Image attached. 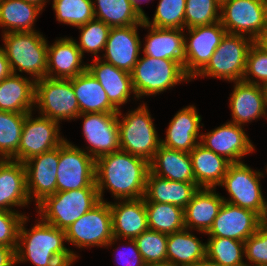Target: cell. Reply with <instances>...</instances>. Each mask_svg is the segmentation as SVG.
<instances>
[{
  "mask_svg": "<svg viewBox=\"0 0 267 266\" xmlns=\"http://www.w3.org/2000/svg\"><path fill=\"white\" fill-rule=\"evenodd\" d=\"M149 162L122 150L103 155L95 160V184L101 201L103 189L112 191L116 199L144 197Z\"/></svg>",
  "mask_w": 267,
  "mask_h": 266,
  "instance_id": "cell-1",
  "label": "cell"
},
{
  "mask_svg": "<svg viewBox=\"0 0 267 266\" xmlns=\"http://www.w3.org/2000/svg\"><path fill=\"white\" fill-rule=\"evenodd\" d=\"M25 221L26 216L19 228L16 263L30 260L35 266H71L78 256L63 245L66 240L65 230L41 219L27 231Z\"/></svg>",
  "mask_w": 267,
  "mask_h": 266,
  "instance_id": "cell-2",
  "label": "cell"
},
{
  "mask_svg": "<svg viewBox=\"0 0 267 266\" xmlns=\"http://www.w3.org/2000/svg\"><path fill=\"white\" fill-rule=\"evenodd\" d=\"M3 39L12 74L18 69L34 76L35 81L46 77L48 44L40 33L5 32Z\"/></svg>",
  "mask_w": 267,
  "mask_h": 266,
  "instance_id": "cell-3",
  "label": "cell"
},
{
  "mask_svg": "<svg viewBox=\"0 0 267 266\" xmlns=\"http://www.w3.org/2000/svg\"><path fill=\"white\" fill-rule=\"evenodd\" d=\"M100 201L97 187L56 192L38 204V213L44 222L66 230Z\"/></svg>",
  "mask_w": 267,
  "mask_h": 266,
  "instance_id": "cell-4",
  "label": "cell"
},
{
  "mask_svg": "<svg viewBox=\"0 0 267 266\" xmlns=\"http://www.w3.org/2000/svg\"><path fill=\"white\" fill-rule=\"evenodd\" d=\"M146 105L129 111L122 121L118 118L120 150L141 157L148 162L161 146Z\"/></svg>",
  "mask_w": 267,
  "mask_h": 266,
  "instance_id": "cell-5",
  "label": "cell"
},
{
  "mask_svg": "<svg viewBox=\"0 0 267 266\" xmlns=\"http://www.w3.org/2000/svg\"><path fill=\"white\" fill-rule=\"evenodd\" d=\"M130 74L137 98L161 93L183 80L190 79L178 62L146 55L138 59Z\"/></svg>",
  "mask_w": 267,
  "mask_h": 266,
  "instance_id": "cell-6",
  "label": "cell"
},
{
  "mask_svg": "<svg viewBox=\"0 0 267 266\" xmlns=\"http://www.w3.org/2000/svg\"><path fill=\"white\" fill-rule=\"evenodd\" d=\"M245 35L226 33L207 65L196 76H212L228 81H242L247 54L254 43Z\"/></svg>",
  "mask_w": 267,
  "mask_h": 266,
  "instance_id": "cell-7",
  "label": "cell"
},
{
  "mask_svg": "<svg viewBox=\"0 0 267 266\" xmlns=\"http://www.w3.org/2000/svg\"><path fill=\"white\" fill-rule=\"evenodd\" d=\"M39 105L42 116L60 122L76 119L80 107L70 79L45 77L35 82V105Z\"/></svg>",
  "mask_w": 267,
  "mask_h": 266,
  "instance_id": "cell-8",
  "label": "cell"
},
{
  "mask_svg": "<svg viewBox=\"0 0 267 266\" xmlns=\"http://www.w3.org/2000/svg\"><path fill=\"white\" fill-rule=\"evenodd\" d=\"M220 12L227 33L249 34L256 41L267 30V0H227Z\"/></svg>",
  "mask_w": 267,
  "mask_h": 266,
  "instance_id": "cell-9",
  "label": "cell"
},
{
  "mask_svg": "<svg viewBox=\"0 0 267 266\" xmlns=\"http://www.w3.org/2000/svg\"><path fill=\"white\" fill-rule=\"evenodd\" d=\"M96 187L95 160L65 140L59 146L57 192Z\"/></svg>",
  "mask_w": 267,
  "mask_h": 266,
  "instance_id": "cell-10",
  "label": "cell"
},
{
  "mask_svg": "<svg viewBox=\"0 0 267 266\" xmlns=\"http://www.w3.org/2000/svg\"><path fill=\"white\" fill-rule=\"evenodd\" d=\"M66 241L77 247L107 246L113 240L109 202L100 201L65 230Z\"/></svg>",
  "mask_w": 267,
  "mask_h": 266,
  "instance_id": "cell-11",
  "label": "cell"
},
{
  "mask_svg": "<svg viewBox=\"0 0 267 266\" xmlns=\"http://www.w3.org/2000/svg\"><path fill=\"white\" fill-rule=\"evenodd\" d=\"M261 176V172L253 171L243 162L231 163L220 184L227 189L231 199L223 200L260 215L264 202L259 182Z\"/></svg>",
  "mask_w": 267,
  "mask_h": 266,
  "instance_id": "cell-12",
  "label": "cell"
},
{
  "mask_svg": "<svg viewBox=\"0 0 267 266\" xmlns=\"http://www.w3.org/2000/svg\"><path fill=\"white\" fill-rule=\"evenodd\" d=\"M32 111L25 116L18 148V161L24 163L30 158L55 149L65 140L59 137L58 122L42 116L33 119Z\"/></svg>",
  "mask_w": 267,
  "mask_h": 266,
  "instance_id": "cell-13",
  "label": "cell"
},
{
  "mask_svg": "<svg viewBox=\"0 0 267 266\" xmlns=\"http://www.w3.org/2000/svg\"><path fill=\"white\" fill-rule=\"evenodd\" d=\"M188 32L191 37L189 43L185 38L184 71L192 79L207 65L227 31L219 21L190 28Z\"/></svg>",
  "mask_w": 267,
  "mask_h": 266,
  "instance_id": "cell-14",
  "label": "cell"
},
{
  "mask_svg": "<svg viewBox=\"0 0 267 266\" xmlns=\"http://www.w3.org/2000/svg\"><path fill=\"white\" fill-rule=\"evenodd\" d=\"M118 113H84L83 135L91 145L87 152L94 160L120 150ZM91 154H90V153Z\"/></svg>",
  "mask_w": 267,
  "mask_h": 266,
  "instance_id": "cell-15",
  "label": "cell"
},
{
  "mask_svg": "<svg viewBox=\"0 0 267 266\" xmlns=\"http://www.w3.org/2000/svg\"><path fill=\"white\" fill-rule=\"evenodd\" d=\"M58 164L59 146L24 162L28 196L35 197L36 205L57 192Z\"/></svg>",
  "mask_w": 267,
  "mask_h": 266,
  "instance_id": "cell-16",
  "label": "cell"
},
{
  "mask_svg": "<svg viewBox=\"0 0 267 266\" xmlns=\"http://www.w3.org/2000/svg\"><path fill=\"white\" fill-rule=\"evenodd\" d=\"M259 215L224 201L212 227L206 234L244 242L259 228Z\"/></svg>",
  "mask_w": 267,
  "mask_h": 266,
  "instance_id": "cell-17",
  "label": "cell"
},
{
  "mask_svg": "<svg viewBox=\"0 0 267 266\" xmlns=\"http://www.w3.org/2000/svg\"><path fill=\"white\" fill-rule=\"evenodd\" d=\"M200 138V144L231 163H240L241 157L255 150L242 125L231 121L207 134H201Z\"/></svg>",
  "mask_w": 267,
  "mask_h": 266,
  "instance_id": "cell-18",
  "label": "cell"
},
{
  "mask_svg": "<svg viewBox=\"0 0 267 266\" xmlns=\"http://www.w3.org/2000/svg\"><path fill=\"white\" fill-rule=\"evenodd\" d=\"M137 26L112 27L105 45V62L116 68L131 73L139 59L141 42L137 34ZM107 60V61H106Z\"/></svg>",
  "mask_w": 267,
  "mask_h": 266,
  "instance_id": "cell-19",
  "label": "cell"
},
{
  "mask_svg": "<svg viewBox=\"0 0 267 266\" xmlns=\"http://www.w3.org/2000/svg\"><path fill=\"white\" fill-rule=\"evenodd\" d=\"M125 202L109 203L112 216L113 240L112 245L119 237L135 239L148 230L147 212L144 198L126 199Z\"/></svg>",
  "mask_w": 267,
  "mask_h": 266,
  "instance_id": "cell-20",
  "label": "cell"
},
{
  "mask_svg": "<svg viewBox=\"0 0 267 266\" xmlns=\"http://www.w3.org/2000/svg\"><path fill=\"white\" fill-rule=\"evenodd\" d=\"M29 202L24 163L0 159V211H11L9 206H25Z\"/></svg>",
  "mask_w": 267,
  "mask_h": 266,
  "instance_id": "cell-21",
  "label": "cell"
},
{
  "mask_svg": "<svg viewBox=\"0 0 267 266\" xmlns=\"http://www.w3.org/2000/svg\"><path fill=\"white\" fill-rule=\"evenodd\" d=\"M230 98L232 122L240 125L266 115L264 86L236 81Z\"/></svg>",
  "mask_w": 267,
  "mask_h": 266,
  "instance_id": "cell-22",
  "label": "cell"
},
{
  "mask_svg": "<svg viewBox=\"0 0 267 266\" xmlns=\"http://www.w3.org/2000/svg\"><path fill=\"white\" fill-rule=\"evenodd\" d=\"M93 62L87 65V70L102 85L108 100L119 111V106L127 102L130 93L135 94L131 74L113 64L102 62L99 57L94 58Z\"/></svg>",
  "mask_w": 267,
  "mask_h": 266,
  "instance_id": "cell-23",
  "label": "cell"
},
{
  "mask_svg": "<svg viewBox=\"0 0 267 266\" xmlns=\"http://www.w3.org/2000/svg\"><path fill=\"white\" fill-rule=\"evenodd\" d=\"M201 117L194 106L180 110L169 123L166 139L161 140V145L190 153L196 145L199 134Z\"/></svg>",
  "mask_w": 267,
  "mask_h": 266,
  "instance_id": "cell-24",
  "label": "cell"
},
{
  "mask_svg": "<svg viewBox=\"0 0 267 266\" xmlns=\"http://www.w3.org/2000/svg\"><path fill=\"white\" fill-rule=\"evenodd\" d=\"M82 57L76 41L71 38H62L52 46L48 45L46 77L70 79L78 76L87 70V65H81Z\"/></svg>",
  "mask_w": 267,
  "mask_h": 266,
  "instance_id": "cell-25",
  "label": "cell"
},
{
  "mask_svg": "<svg viewBox=\"0 0 267 266\" xmlns=\"http://www.w3.org/2000/svg\"><path fill=\"white\" fill-rule=\"evenodd\" d=\"M213 191H215L214 188H199L184 208L186 229L195 228L202 233H207L212 227L224 203V198Z\"/></svg>",
  "mask_w": 267,
  "mask_h": 266,
  "instance_id": "cell-26",
  "label": "cell"
},
{
  "mask_svg": "<svg viewBox=\"0 0 267 266\" xmlns=\"http://www.w3.org/2000/svg\"><path fill=\"white\" fill-rule=\"evenodd\" d=\"M199 188L196 183L164 179L149 171L143 198L145 202L170 203L184 209Z\"/></svg>",
  "mask_w": 267,
  "mask_h": 266,
  "instance_id": "cell-27",
  "label": "cell"
},
{
  "mask_svg": "<svg viewBox=\"0 0 267 266\" xmlns=\"http://www.w3.org/2000/svg\"><path fill=\"white\" fill-rule=\"evenodd\" d=\"M143 27L150 28L143 49L144 55L157 59H170L184 68L185 36L184 29L155 28L143 22Z\"/></svg>",
  "mask_w": 267,
  "mask_h": 266,
  "instance_id": "cell-28",
  "label": "cell"
},
{
  "mask_svg": "<svg viewBox=\"0 0 267 266\" xmlns=\"http://www.w3.org/2000/svg\"><path fill=\"white\" fill-rule=\"evenodd\" d=\"M150 172L158 177L195 183L192 160L188 152L160 146L149 162Z\"/></svg>",
  "mask_w": 267,
  "mask_h": 266,
  "instance_id": "cell-29",
  "label": "cell"
},
{
  "mask_svg": "<svg viewBox=\"0 0 267 266\" xmlns=\"http://www.w3.org/2000/svg\"><path fill=\"white\" fill-rule=\"evenodd\" d=\"M189 154L192 160L195 183L200 188L215 189V186L222 183L231 164L230 161L200 143Z\"/></svg>",
  "mask_w": 267,
  "mask_h": 266,
  "instance_id": "cell-30",
  "label": "cell"
},
{
  "mask_svg": "<svg viewBox=\"0 0 267 266\" xmlns=\"http://www.w3.org/2000/svg\"><path fill=\"white\" fill-rule=\"evenodd\" d=\"M35 80L11 74L0 82V111L28 114L35 104Z\"/></svg>",
  "mask_w": 267,
  "mask_h": 266,
  "instance_id": "cell-31",
  "label": "cell"
},
{
  "mask_svg": "<svg viewBox=\"0 0 267 266\" xmlns=\"http://www.w3.org/2000/svg\"><path fill=\"white\" fill-rule=\"evenodd\" d=\"M79 107L84 113H118L110 103L102 85L88 70L70 78Z\"/></svg>",
  "mask_w": 267,
  "mask_h": 266,
  "instance_id": "cell-32",
  "label": "cell"
},
{
  "mask_svg": "<svg viewBox=\"0 0 267 266\" xmlns=\"http://www.w3.org/2000/svg\"><path fill=\"white\" fill-rule=\"evenodd\" d=\"M206 257V244L186 228L168 235L167 262L176 266H194Z\"/></svg>",
  "mask_w": 267,
  "mask_h": 266,
  "instance_id": "cell-33",
  "label": "cell"
},
{
  "mask_svg": "<svg viewBox=\"0 0 267 266\" xmlns=\"http://www.w3.org/2000/svg\"><path fill=\"white\" fill-rule=\"evenodd\" d=\"M41 10L24 0H1L0 26L10 29L4 30V33L35 31L32 26Z\"/></svg>",
  "mask_w": 267,
  "mask_h": 266,
  "instance_id": "cell-34",
  "label": "cell"
},
{
  "mask_svg": "<svg viewBox=\"0 0 267 266\" xmlns=\"http://www.w3.org/2000/svg\"><path fill=\"white\" fill-rule=\"evenodd\" d=\"M94 17L112 27L143 24V16L134 8L130 0H95Z\"/></svg>",
  "mask_w": 267,
  "mask_h": 266,
  "instance_id": "cell-35",
  "label": "cell"
},
{
  "mask_svg": "<svg viewBox=\"0 0 267 266\" xmlns=\"http://www.w3.org/2000/svg\"><path fill=\"white\" fill-rule=\"evenodd\" d=\"M148 228L172 234L185 228L184 209L170 203L145 202Z\"/></svg>",
  "mask_w": 267,
  "mask_h": 266,
  "instance_id": "cell-36",
  "label": "cell"
},
{
  "mask_svg": "<svg viewBox=\"0 0 267 266\" xmlns=\"http://www.w3.org/2000/svg\"><path fill=\"white\" fill-rule=\"evenodd\" d=\"M26 115L0 111V159L18 161V148Z\"/></svg>",
  "mask_w": 267,
  "mask_h": 266,
  "instance_id": "cell-37",
  "label": "cell"
},
{
  "mask_svg": "<svg viewBox=\"0 0 267 266\" xmlns=\"http://www.w3.org/2000/svg\"><path fill=\"white\" fill-rule=\"evenodd\" d=\"M244 242L226 237H210L206 257L222 266H246L243 262Z\"/></svg>",
  "mask_w": 267,
  "mask_h": 266,
  "instance_id": "cell-38",
  "label": "cell"
},
{
  "mask_svg": "<svg viewBox=\"0 0 267 266\" xmlns=\"http://www.w3.org/2000/svg\"><path fill=\"white\" fill-rule=\"evenodd\" d=\"M93 3L92 0H53L52 6L59 22L79 27L95 18Z\"/></svg>",
  "mask_w": 267,
  "mask_h": 266,
  "instance_id": "cell-39",
  "label": "cell"
},
{
  "mask_svg": "<svg viewBox=\"0 0 267 266\" xmlns=\"http://www.w3.org/2000/svg\"><path fill=\"white\" fill-rule=\"evenodd\" d=\"M186 0H160L152 23L145 15L143 22L155 28H185Z\"/></svg>",
  "mask_w": 267,
  "mask_h": 266,
  "instance_id": "cell-40",
  "label": "cell"
},
{
  "mask_svg": "<svg viewBox=\"0 0 267 266\" xmlns=\"http://www.w3.org/2000/svg\"><path fill=\"white\" fill-rule=\"evenodd\" d=\"M134 240L146 265L167 262V234L148 229Z\"/></svg>",
  "mask_w": 267,
  "mask_h": 266,
  "instance_id": "cell-41",
  "label": "cell"
},
{
  "mask_svg": "<svg viewBox=\"0 0 267 266\" xmlns=\"http://www.w3.org/2000/svg\"><path fill=\"white\" fill-rule=\"evenodd\" d=\"M219 9L221 5L216 0H186L185 26L190 29L219 22Z\"/></svg>",
  "mask_w": 267,
  "mask_h": 266,
  "instance_id": "cell-42",
  "label": "cell"
},
{
  "mask_svg": "<svg viewBox=\"0 0 267 266\" xmlns=\"http://www.w3.org/2000/svg\"><path fill=\"white\" fill-rule=\"evenodd\" d=\"M81 29L80 44L77 46L83 56L84 51L92 52L96 58L101 49H105L111 27L103 21L94 18L78 27Z\"/></svg>",
  "mask_w": 267,
  "mask_h": 266,
  "instance_id": "cell-43",
  "label": "cell"
},
{
  "mask_svg": "<svg viewBox=\"0 0 267 266\" xmlns=\"http://www.w3.org/2000/svg\"><path fill=\"white\" fill-rule=\"evenodd\" d=\"M252 75L259 79L258 81L251 80L248 75ZM242 81L250 84L267 85V52L256 41L251 45L246 61V70Z\"/></svg>",
  "mask_w": 267,
  "mask_h": 266,
  "instance_id": "cell-44",
  "label": "cell"
},
{
  "mask_svg": "<svg viewBox=\"0 0 267 266\" xmlns=\"http://www.w3.org/2000/svg\"><path fill=\"white\" fill-rule=\"evenodd\" d=\"M25 215L12 211H0V245L17 248L20 224Z\"/></svg>",
  "mask_w": 267,
  "mask_h": 266,
  "instance_id": "cell-45",
  "label": "cell"
},
{
  "mask_svg": "<svg viewBox=\"0 0 267 266\" xmlns=\"http://www.w3.org/2000/svg\"><path fill=\"white\" fill-rule=\"evenodd\" d=\"M244 255L253 265L267 266V229L258 230L244 241Z\"/></svg>",
  "mask_w": 267,
  "mask_h": 266,
  "instance_id": "cell-46",
  "label": "cell"
},
{
  "mask_svg": "<svg viewBox=\"0 0 267 266\" xmlns=\"http://www.w3.org/2000/svg\"><path fill=\"white\" fill-rule=\"evenodd\" d=\"M128 244H131V250H128V252H121L119 255V261L122 260L125 265L127 266H147L142 258V255L140 254L137 244L134 239H128ZM130 251V252H129ZM119 253V252H118ZM127 253V254H126ZM126 262H125V261ZM122 262V263H123ZM123 265V264H122Z\"/></svg>",
  "mask_w": 267,
  "mask_h": 266,
  "instance_id": "cell-47",
  "label": "cell"
},
{
  "mask_svg": "<svg viewBox=\"0 0 267 266\" xmlns=\"http://www.w3.org/2000/svg\"><path fill=\"white\" fill-rule=\"evenodd\" d=\"M16 264V249L0 245V266H13Z\"/></svg>",
  "mask_w": 267,
  "mask_h": 266,
  "instance_id": "cell-48",
  "label": "cell"
},
{
  "mask_svg": "<svg viewBox=\"0 0 267 266\" xmlns=\"http://www.w3.org/2000/svg\"><path fill=\"white\" fill-rule=\"evenodd\" d=\"M12 74L4 47H0V82Z\"/></svg>",
  "mask_w": 267,
  "mask_h": 266,
  "instance_id": "cell-49",
  "label": "cell"
},
{
  "mask_svg": "<svg viewBox=\"0 0 267 266\" xmlns=\"http://www.w3.org/2000/svg\"><path fill=\"white\" fill-rule=\"evenodd\" d=\"M259 226L267 229V202L264 199L262 211L259 215Z\"/></svg>",
  "mask_w": 267,
  "mask_h": 266,
  "instance_id": "cell-50",
  "label": "cell"
},
{
  "mask_svg": "<svg viewBox=\"0 0 267 266\" xmlns=\"http://www.w3.org/2000/svg\"><path fill=\"white\" fill-rule=\"evenodd\" d=\"M194 266H222L210 259H208L207 257H205L204 259H202L201 261H199L197 264H195Z\"/></svg>",
  "mask_w": 267,
  "mask_h": 266,
  "instance_id": "cell-51",
  "label": "cell"
},
{
  "mask_svg": "<svg viewBox=\"0 0 267 266\" xmlns=\"http://www.w3.org/2000/svg\"><path fill=\"white\" fill-rule=\"evenodd\" d=\"M256 42L267 52V30L256 40Z\"/></svg>",
  "mask_w": 267,
  "mask_h": 266,
  "instance_id": "cell-52",
  "label": "cell"
},
{
  "mask_svg": "<svg viewBox=\"0 0 267 266\" xmlns=\"http://www.w3.org/2000/svg\"><path fill=\"white\" fill-rule=\"evenodd\" d=\"M25 2L34 4L38 7H40L41 9H43V6L45 5L46 1L45 0H24Z\"/></svg>",
  "mask_w": 267,
  "mask_h": 266,
  "instance_id": "cell-53",
  "label": "cell"
},
{
  "mask_svg": "<svg viewBox=\"0 0 267 266\" xmlns=\"http://www.w3.org/2000/svg\"><path fill=\"white\" fill-rule=\"evenodd\" d=\"M132 5L134 6V8L144 17L145 16V13L144 11L142 10V8L139 6V3L140 0H130Z\"/></svg>",
  "mask_w": 267,
  "mask_h": 266,
  "instance_id": "cell-54",
  "label": "cell"
},
{
  "mask_svg": "<svg viewBox=\"0 0 267 266\" xmlns=\"http://www.w3.org/2000/svg\"><path fill=\"white\" fill-rule=\"evenodd\" d=\"M147 266H176V265L173 263L165 262V263L151 264Z\"/></svg>",
  "mask_w": 267,
  "mask_h": 266,
  "instance_id": "cell-55",
  "label": "cell"
},
{
  "mask_svg": "<svg viewBox=\"0 0 267 266\" xmlns=\"http://www.w3.org/2000/svg\"><path fill=\"white\" fill-rule=\"evenodd\" d=\"M264 89H265V94H266V106H267V85L264 86Z\"/></svg>",
  "mask_w": 267,
  "mask_h": 266,
  "instance_id": "cell-56",
  "label": "cell"
},
{
  "mask_svg": "<svg viewBox=\"0 0 267 266\" xmlns=\"http://www.w3.org/2000/svg\"><path fill=\"white\" fill-rule=\"evenodd\" d=\"M246 266H249L248 264H246ZM251 266V265H250ZM254 266H265V265H254Z\"/></svg>",
  "mask_w": 267,
  "mask_h": 266,
  "instance_id": "cell-57",
  "label": "cell"
}]
</instances>
